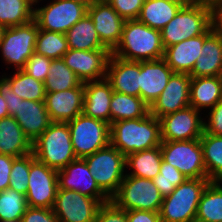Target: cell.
<instances>
[{"mask_svg":"<svg viewBox=\"0 0 222 222\" xmlns=\"http://www.w3.org/2000/svg\"><path fill=\"white\" fill-rule=\"evenodd\" d=\"M222 67V29L215 22L204 33L201 55L189 74L191 77L219 76Z\"/></svg>","mask_w":222,"mask_h":222,"instance_id":"cell-21","label":"cell"},{"mask_svg":"<svg viewBox=\"0 0 222 222\" xmlns=\"http://www.w3.org/2000/svg\"><path fill=\"white\" fill-rule=\"evenodd\" d=\"M204 34L192 37L172 46L166 47L164 59L174 73L190 74L196 60L201 55Z\"/></svg>","mask_w":222,"mask_h":222,"instance_id":"cell-25","label":"cell"},{"mask_svg":"<svg viewBox=\"0 0 222 222\" xmlns=\"http://www.w3.org/2000/svg\"><path fill=\"white\" fill-rule=\"evenodd\" d=\"M22 222H59L52 209L27 207Z\"/></svg>","mask_w":222,"mask_h":222,"instance_id":"cell-45","label":"cell"},{"mask_svg":"<svg viewBox=\"0 0 222 222\" xmlns=\"http://www.w3.org/2000/svg\"><path fill=\"white\" fill-rule=\"evenodd\" d=\"M33 14L34 7L26 0H0V24L5 28L28 23Z\"/></svg>","mask_w":222,"mask_h":222,"instance_id":"cell-36","label":"cell"},{"mask_svg":"<svg viewBox=\"0 0 222 222\" xmlns=\"http://www.w3.org/2000/svg\"><path fill=\"white\" fill-rule=\"evenodd\" d=\"M219 79L222 81V67H221V70H220V73H219Z\"/></svg>","mask_w":222,"mask_h":222,"instance_id":"cell-57","label":"cell"},{"mask_svg":"<svg viewBox=\"0 0 222 222\" xmlns=\"http://www.w3.org/2000/svg\"><path fill=\"white\" fill-rule=\"evenodd\" d=\"M69 50L66 35L39 29L35 52L50 59H59Z\"/></svg>","mask_w":222,"mask_h":222,"instance_id":"cell-37","label":"cell"},{"mask_svg":"<svg viewBox=\"0 0 222 222\" xmlns=\"http://www.w3.org/2000/svg\"><path fill=\"white\" fill-rule=\"evenodd\" d=\"M189 93L190 106L208 112L222 99V81L219 76L192 77Z\"/></svg>","mask_w":222,"mask_h":222,"instance_id":"cell-27","label":"cell"},{"mask_svg":"<svg viewBox=\"0 0 222 222\" xmlns=\"http://www.w3.org/2000/svg\"><path fill=\"white\" fill-rule=\"evenodd\" d=\"M192 4L209 7L217 13V11L222 7V0H192Z\"/></svg>","mask_w":222,"mask_h":222,"instance_id":"cell-49","label":"cell"},{"mask_svg":"<svg viewBox=\"0 0 222 222\" xmlns=\"http://www.w3.org/2000/svg\"><path fill=\"white\" fill-rule=\"evenodd\" d=\"M216 22V13L209 7L183 6L161 31L164 48L183 40L203 35Z\"/></svg>","mask_w":222,"mask_h":222,"instance_id":"cell-4","label":"cell"},{"mask_svg":"<svg viewBox=\"0 0 222 222\" xmlns=\"http://www.w3.org/2000/svg\"><path fill=\"white\" fill-rule=\"evenodd\" d=\"M111 54L112 52L109 49L90 51L69 49L62 59L65 65L85 83L106 78L107 65Z\"/></svg>","mask_w":222,"mask_h":222,"instance_id":"cell-15","label":"cell"},{"mask_svg":"<svg viewBox=\"0 0 222 222\" xmlns=\"http://www.w3.org/2000/svg\"><path fill=\"white\" fill-rule=\"evenodd\" d=\"M199 140L208 179L212 182H222V136L204 131Z\"/></svg>","mask_w":222,"mask_h":222,"instance_id":"cell-33","label":"cell"},{"mask_svg":"<svg viewBox=\"0 0 222 222\" xmlns=\"http://www.w3.org/2000/svg\"><path fill=\"white\" fill-rule=\"evenodd\" d=\"M32 153L39 162L57 171L77 159L68 124L52 122L32 143Z\"/></svg>","mask_w":222,"mask_h":222,"instance_id":"cell-3","label":"cell"},{"mask_svg":"<svg viewBox=\"0 0 222 222\" xmlns=\"http://www.w3.org/2000/svg\"><path fill=\"white\" fill-rule=\"evenodd\" d=\"M13 117L31 143L52 123L44 101L19 99Z\"/></svg>","mask_w":222,"mask_h":222,"instance_id":"cell-23","label":"cell"},{"mask_svg":"<svg viewBox=\"0 0 222 222\" xmlns=\"http://www.w3.org/2000/svg\"><path fill=\"white\" fill-rule=\"evenodd\" d=\"M105 79L113 91L140 97V61H126L111 54Z\"/></svg>","mask_w":222,"mask_h":222,"instance_id":"cell-22","label":"cell"},{"mask_svg":"<svg viewBox=\"0 0 222 222\" xmlns=\"http://www.w3.org/2000/svg\"><path fill=\"white\" fill-rule=\"evenodd\" d=\"M113 89L106 79L84 83L83 113L110 124V103Z\"/></svg>","mask_w":222,"mask_h":222,"instance_id":"cell-24","label":"cell"},{"mask_svg":"<svg viewBox=\"0 0 222 222\" xmlns=\"http://www.w3.org/2000/svg\"><path fill=\"white\" fill-rule=\"evenodd\" d=\"M79 3H82L83 5L89 7L93 5L95 2L101 1V0H73Z\"/></svg>","mask_w":222,"mask_h":222,"instance_id":"cell-51","label":"cell"},{"mask_svg":"<svg viewBox=\"0 0 222 222\" xmlns=\"http://www.w3.org/2000/svg\"><path fill=\"white\" fill-rule=\"evenodd\" d=\"M208 178H187L163 198L159 210L161 222L195 221L200 197L208 185Z\"/></svg>","mask_w":222,"mask_h":222,"instance_id":"cell-5","label":"cell"},{"mask_svg":"<svg viewBox=\"0 0 222 222\" xmlns=\"http://www.w3.org/2000/svg\"><path fill=\"white\" fill-rule=\"evenodd\" d=\"M44 103L52 122L67 123L83 113L84 83L64 91L46 92Z\"/></svg>","mask_w":222,"mask_h":222,"instance_id":"cell-19","label":"cell"},{"mask_svg":"<svg viewBox=\"0 0 222 222\" xmlns=\"http://www.w3.org/2000/svg\"><path fill=\"white\" fill-rule=\"evenodd\" d=\"M125 20L138 19L145 0H105Z\"/></svg>","mask_w":222,"mask_h":222,"instance_id":"cell-42","label":"cell"},{"mask_svg":"<svg viewBox=\"0 0 222 222\" xmlns=\"http://www.w3.org/2000/svg\"><path fill=\"white\" fill-rule=\"evenodd\" d=\"M149 106L140 98L113 91L110 103V124L120 120L143 118Z\"/></svg>","mask_w":222,"mask_h":222,"instance_id":"cell-31","label":"cell"},{"mask_svg":"<svg viewBox=\"0 0 222 222\" xmlns=\"http://www.w3.org/2000/svg\"><path fill=\"white\" fill-rule=\"evenodd\" d=\"M100 205L96 198L58 188L52 210L59 222H95Z\"/></svg>","mask_w":222,"mask_h":222,"instance_id":"cell-13","label":"cell"},{"mask_svg":"<svg viewBox=\"0 0 222 222\" xmlns=\"http://www.w3.org/2000/svg\"><path fill=\"white\" fill-rule=\"evenodd\" d=\"M38 31L34 19L22 25L5 28L0 43L3 63L14 66V70H22L35 52Z\"/></svg>","mask_w":222,"mask_h":222,"instance_id":"cell-9","label":"cell"},{"mask_svg":"<svg viewBox=\"0 0 222 222\" xmlns=\"http://www.w3.org/2000/svg\"><path fill=\"white\" fill-rule=\"evenodd\" d=\"M162 160L176 167L187 178H208L199 139L161 141Z\"/></svg>","mask_w":222,"mask_h":222,"instance_id":"cell-10","label":"cell"},{"mask_svg":"<svg viewBox=\"0 0 222 222\" xmlns=\"http://www.w3.org/2000/svg\"><path fill=\"white\" fill-rule=\"evenodd\" d=\"M65 35L69 49L85 51L108 49L101 42L93 21L88 14L75 23Z\"/></svg>","mask_w":222,"mask_h":222,"instance_id":"cell-29","label":"cell"},{"mask_svg":"<svg viewBox=\"0 0 222 222\" xmlns=\"http://www.w3.org/2000/svg\"><path fill=\"white\" fill-rule=\"evenodd\" d=\"M15 157L0 154V192L9 188L10 173Z\"/></svg>","mask_w":222,"mask_h":222,"instance_id":"cell-47","label":"cell"},{"mask_svg":"<svg viewBox=\"0 0 222 222\" xmlns=\"http://www.w3.org/2000/svg\"><path fill=\"white\" fill-rule=\"evenodd\" d=\"M217 25H222V7L216 13Z\"/></svg>","mask_w":222,"mask_h":222,"instance_id":"cell-53","label":"cell"},{"mask_svg":"<svg viewBox=\"0 0 222 222\" xmlns=\"http://www.w3.org/2000/svg\"><path fill=\"white\" fill-rule=\"evenodd\" d=\"M95 222H127V211L110 200L100 205Z\"/></svg>","mask_w":222,"mask_h":222,"instance_id":"cell-43","label":"cell"},{"mask_svg":"<svg viewBox=\"0 0 222 222\" xmlns=\"http://www.w3.org/2000/svg\"><path fill=\"white\" fill-rule=\"evenodd\" d=\"M74 153L85 158L110 144V124L81 113L67 122Z\"/></svg>","mask_w":222,"mask_h":222,"instance_id":"cell-8","label":"cell"},{"mask_svg":"<svg viewBox=\"0 0 222 222\" xmlns=\"http://www.w3.org/2000/svg\"><path fill=\"white\" fill-rule=\"evenodd\" d=\"M31 6L36 7V5H39L37 3H39L40 1H44V0H26Z\"/></svg>","mask_w":222,"mask_h":222,"instance_id":"cell-54","label":"cell"},{"mask_svg":"<svg viewBox=\"0 0 222 222\" xmlns=\"http://www.w3.org/2000/svg\"><path fill=\"white\" fill-rule=\"evenodd\" d=\"M166 1L179 3V4L183 5V6L192 4V0H166Z\"/></svg>","mask_w":222,"mask_h":222,"instance_id":"cell-52","label":"cell"},{"mask_svg":"<svg viewBox=\"0 0 222 222\" xmlns=\"http://www.w3.org/2000/svg\"><path fill=\"white\" fill-rule=\"evenodd\" d=\"M30 171V154L15 158L11 167L9 188L26 196Z\"/></svg>","mask_w":222,"mask_h":222,"instance_id":"cell-40","label":"cell"},{"mask_svg":"<svg viewBox=\"0 0 222 222\" xmlns=\"http://www.w3.org/2000/svg\"><path fill=\"white\" fill-rule=\"evenodd\" d=\"M26 196L11 188L0 192V221L21 220L27 209Z\"/></svg>","mask_w":222,"mask_h":222,"instance_id":"cell-38","label":"cell"},{"mask_svg":"<svg viewBox=\"0 0 222 222\" xmlns=\"http://www.w3.org/2000/svg\"><path fill=\"white\" fill-rule=\"evenodd\" d=\"M4 30H5V27L0 24V43H1V41H2V36H3Z\"/></svg>","mask_w":222,"mask_h":222,"instance_id":"cell-55","label":"cell"},{"mask_svg":"<svg viewBox=\"0 0 222 222\" xmlns=\"http://www.w3.org/2000/svg\"><path fill=\"white\" fill-rule=\"evenodd\" d=\"M58 190V171L35 159L30 153L26 201L29 207L52 209Z\"/></svg>","mask_w":222,"mask_h":222,"instance_id":"cell-12","label":"cell"},{"mask_svg":"<svg viewBox=\"0 0 222 222\" xmlns=\"http://www.w3.org/2000/svg\"><path fill=\"white\" fill-rule=\"evenodd\" d=\"M185 73H173L160 96L149 107V113L157 119L190 106V82Z\"/></svg>","mask_w":222,"mask_h":222,"instance_id":"cell-17","label":"cell"},{"mask_svg":"<svg viewBox=\"0 0 222 222\" xmlns=\"http://www.w3.org/2000/svg\"><path fill=\"white\" fill-rule=\"evenodd\" d=\"M207 120L204 119V131L209 134L222 136V99L209 109Z\"/></svg>","mask_w":222,"mask_h":222,"instance_id":"cell-44","label":"cell"},{"mask_svg":"<svg viewBox=\"0 0 222 222\" xmlns=\"http://www.w3.org/2000/svg\"><path fill=\"white\" fill-rule=\"evenodd\" d=\"M110 144L125 157L161 145L160 121L148 113L143 118L110 124Z\"/></svg>","mask_w":222,"mask_h":222,"instance_id":"cell-1","label":"cell"},{"mask_svg":"<svg viewBox=\"0 0 222 222\" xmlns=\"http://www.w3.org/2000/svg\"><path fill=\"white\" fill-rule=\"evenodd\" d=\"M161 163L162 154L160 146L128 154L125 167L131 171H126L125 175L152 180L159 174Z\"/></svg>","mask_w":222,"mask_h":222,"instance_id":"cell-28","label":"cell"},{"mask_svg":"<svg viewBox=\"0 0 222 222\" xmlns=\"http://www.w3.org/2000/svg\"><path fill=\"white\" fill-rule=\"evenodd\" d=\"M173 73L164 58L140 61V98L149 107L165 89Z\"/></svg>","mask_w":222,"mask_h":222,"instance_id":"cell-20","label":"cell"},{"mask_svg":"<svg viewBox=\"0 0 222 222\" xmlns=\"http://www.w3.org/2000/svg\"><path fill=\"white\" fill-rule=\"evenodd\" d=\"M101 42L112 52L119 44L125 19L105 0L95 2L87 9Z\"/></svg>","mask_w":222,"mask_h":222,"instance_id":"cell-18","label":"cell"},{"mask_svg":"<svg viewBox=\"0 0 222 222\" xmlns=\"http://www.w3.org/2000/svg\"><path fill=\"white\" fill-rule=\"evenodd\" d=\"M82 81L65 65L62 58L53 59L44 81L45 92H58L78 87Z\"/></svg>","mask_w":222,"mask_h":222,"instance_id":"cell-34","label":"cell"},{"mask_svg":"<svg viewBox=\"0 0 222 222\" xmlns=\"http://www.w3.org/2000/svg\"><path fill=\"white\" fill-rule=\"evenodd\" d=\"M0 93L7 103L9 115L14 116L16 114L18 100L22 98L12 91L11 83L4 75L0 77Z\"/></svg>","mask_w":222,"mask_h":222,"instance_id":"cell-46","label":"cell"},{"mask_svg":"<svg viewBox=\"0 0 222 222\" xmlns=\"http://www.w3.org/2000/svg\"><path fill=\"white\" fill-rule=\"evenodd\" d=\"M9 112H8V107L5 99L3 98V95L0 93V119L4 117H8Z\"/></svg>","mask_w":222,"mask_h":222,"instance_id":"cell-50","label":"cell"},{"mask_svg":"<svg viewBox=\"0 0 222 222\" xmlns=\"http://www.w3.org/2000/svg\"><path fill=\"white\" fill-rule=\"evenodd\" d=\"M87 9L73 0H52L43 7H35L33 19L41 30L65 34L87 14Z\"/></svg>","mask_w":222,"mask_h":222,"instance_id":"cell-11","label":"cell"},{"mask_svg":"<svg viewBox=\"0 0 222 222\" xmlns=\"http://www.w3.org/2000/svg\"><path fill=\"white\" fill-rule=\"evenodd\" d=\"M163 196L151 179L125 175L111 200L121 209L159 212Z\"/></svg>","mask_w":222,"mask_h":222,"instance_id":"cell-7","label":"cell"},{"mask_svg":"<svg viewBox=\"0 0 222 222\" xmlns=\"http://www.w3.org/2000/svg\"><path fill=\"white\" fill-rule=\"evenodd\" d=\"M51 63L52 59L34 52L22 70L36 80L44 82L48 76Z\"/></svg>","mask_w":222,"mask_h":222,"instance_id":"cell-41","label":"cell"},{"mask_svg":"<svg viewBox=\"0 0 222 222\" xmlns=\"http://www.w3.org/2000/svg\"><path fill=\"white\" fill-rule=\"evenodd\" d=\"M182 7L179 3L166 0H145L138 20L153 29L161 30Z\"/></svg>","mask_w":222,"mask_h":222,"instance_id":"cell-30","label":"cell"},{"mask_svg":"<svg viewBox=\"0 0 222 222\" xmlns=\"http://www.w3.org/2000/svg\"><path fill=\"white\" fill-rule=\"evenodd\" d=\"M127 222H161L159 212L146 210L127 211Z\"/></svg>","mask_w":222,"mask_h":222,"instance_id":"cell-48","label":"cell"},{"mask_svg":"<svg viewBox=\"0 0 222 222\" xmlns=\"http://www.w3.org/2000/svg\"><path fill=\"white\" fill-rule=\"evenodd\" d=\"M4 76L10 81L12 91L20 98L33 101L45 100L44 82L36 80L23 70H16L11 76L6 74Z\"/></svg>","mask_w":222,"mask_h":222,"instance_id":"cell-35","label":"cell"},{"mask_svg":"<svg viewBox=\"0 0 222 222\" xmlns=\"http://www.w3.org/2000/svg\"><path fill=\"white\" fill-rule=\"evenodd\" d=\"M99 188L111 199L126 174V157L111 144L83 158Z\"/></svg>","mask_w":222,"mask_h":222,"instance_id":"cell-6","label":"cell"},{"mask_svg":"<svg viewBox=\"0 0 222 222\" xmlns=\"http://www.w3.org/2000/svg\"><path fill=\"white\" fill-rule=\"evenodd\" d=\"M192 106L160 117L161 141L200 139L204 132V117Z\"/></svg>","mask_w":222,"mask_h":222,"instance_id":"cell-14","label":"cell"},{"mask_svg":"<svg viewBox=\"0 0 222 222\" xmlns=\"http://www.w3.org/2000/svg\"><path fill=\"white\" fill-rule=\"evenodd\" d=\"M0 222H22V220H3Z\"/></svg>","mask_w":222,"mask_h":222,"instance_id":"cell-56","label":"cell"},{"mask_svg":"<svg viewBox=\"0 0 222 222\" xmlns=\"http://www.w3.org/2000/svg\"><path fill=\"white\" fill-rule=\"evenodd\" d=\"M32 153V143L13 116L0 119V154L15 158Z\"/></svg>","mask_w":222,"mask_h":222,"instance_id":"cell-26","label":"cell"},{"mask_svg":"<svg viewBox=\"0 0 222 222\" xmlns=\"http://www.w3.org/2000/svg\"><path fill=\"white\" fill-rule=\"evenodd\" d=\"M197 222H222V182L210 181L198 204Z\"/></svg>","mask_w":222,"mask_h":222,"instance_id":"cell-32","label":"cell"},{"mask_svg":"<svg viewBox=\"0 0 222 222\" xmlns=\"http://www.w3.org/2000/svg\"><path fill=\"white\" fill-rule=\"evenodd\" d=\"M161 31L138 19L126 20L119 44L112 55L126 61H149L164 58Z\"/></svg>","mask_w":222,"mask_h":222,"instance_id":"cell-2","label":"cell"},{"mask_svg":"<svg viewBox=\"0 0 222 222\" xmlns=\"http://www.w3.org/2000/svg\"><path fill=\"white\" fill-rule=\"evenodd\" d=\"M187 177L176 167L162 160L159 174L152 179L163 197L170 195Z\"/></svg>","mask_w":222,"mask_h":222,"instance_id":"cell-39","label":"cell"},{"mask_svg":"<svg viewBox=\"0 0 222 222\" xmlns=\"http://www.w3.org/2000/svg\"><path fill=\"white\" fill-rule=\"evenodd\" d=\"M58 188L96 198L101 204L111 200L99 188L83 158H77L58 170Z\"/></svg>","mask_w":222,"mask_h":222,"instance_id":"cell-16","label":"cell"}]
</instances>
